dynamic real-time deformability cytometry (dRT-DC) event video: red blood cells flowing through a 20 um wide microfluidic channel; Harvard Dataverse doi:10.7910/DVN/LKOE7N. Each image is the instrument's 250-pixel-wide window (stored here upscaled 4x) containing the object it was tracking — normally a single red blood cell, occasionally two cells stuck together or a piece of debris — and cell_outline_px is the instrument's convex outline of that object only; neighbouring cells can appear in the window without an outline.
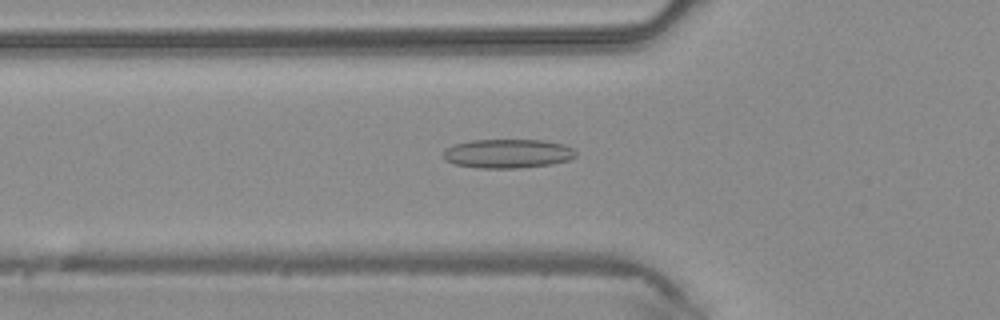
{"species": "common noctule bat (a hibernating species)", "species_latin": "Nyctalus noctula", "temperature_condition": "warm", "stored_images_in_passage": 45, "camera_frame_rate_fps": 3000, "um_per_image_px": 0.085, "animal": {"sex": "male", "body_mass_g": 20.4}, "frame": {"image": 1, "passage_image": 16, "time_ms": 5.0, "image_size_px": [1000, 320], "cell_outline_px": [[576, 156], [568, 160], [552, 164], [520, 168], [480, 168], [456, 164], [444, 160], [444, 152], [448, 148], [456, 144], [468, 140], [544, 140], [564, 144], [572, 148], [576, 152]], "centroid_in_image_um": [43.19, 13.05], "position_along_channel_um": 82.6, "area_um2": 22.37}}
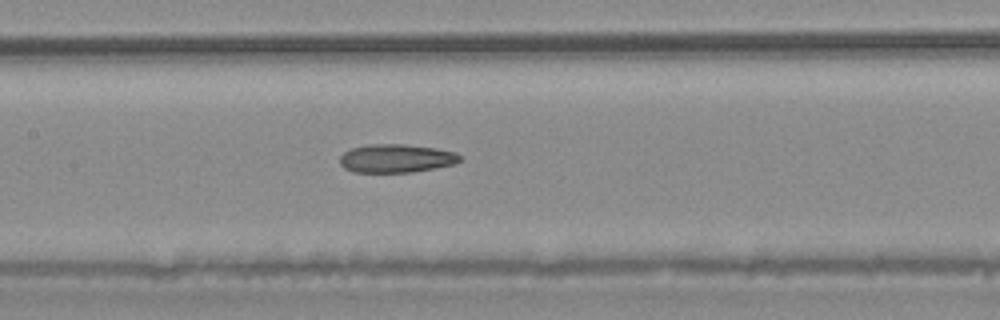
{"frame": {"image": 2, "passage_image": 22, "time_ms": 7.0, "image_size_px": [1000, 320], "cell_outline_px": [[460, 160], [456, 164], [412, 172], [352, 172], [344, 168], [340, 164], [340, 156], [344, 152], [352, 148], [372, 144], [404, 144], [436, 148], [456, 152], [460, 156]], "centroid_in_image_um": [33.68, 13.46], "position_along_channel_um": 173.7, "area_um2": 19.88}}
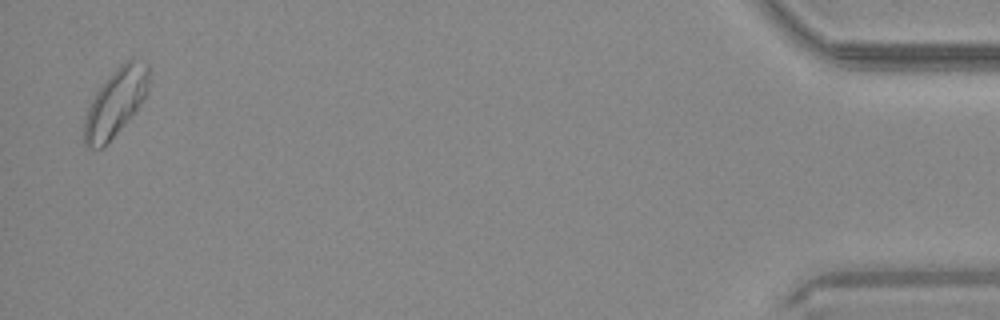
{"frame": {"image": 3, "passage_image": 44, "time_ms": 14.333, "image_size_px": [1000, 320], "cell_outline_px": [[148, 88], [144, 100], [104, 148], [88, 148], [84, 144], [84, 120], [88, 108], [96, 92], [104, 80], [120, 64], [132, 56], [148, 64]], "centroid_in_image_um": [9.82, 8.69], "position_along_channel_um": 425.4, "area_um2": 25.37}}